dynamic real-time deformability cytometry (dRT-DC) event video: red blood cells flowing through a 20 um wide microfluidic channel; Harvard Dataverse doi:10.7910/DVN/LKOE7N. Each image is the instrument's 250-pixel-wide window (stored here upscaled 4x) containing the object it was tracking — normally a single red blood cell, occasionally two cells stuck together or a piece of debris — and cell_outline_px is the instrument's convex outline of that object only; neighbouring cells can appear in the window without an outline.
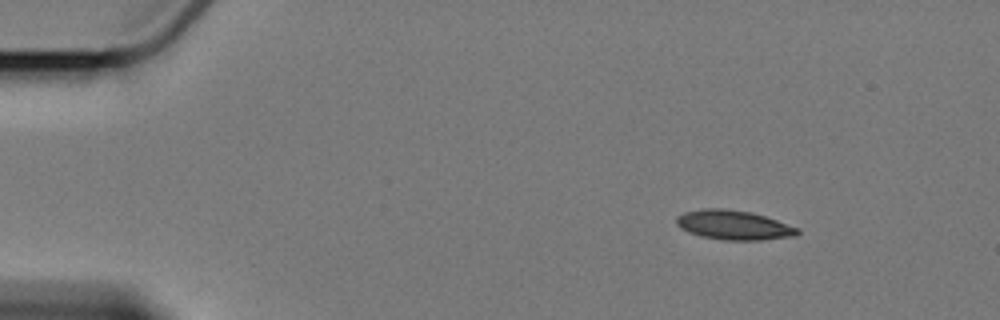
{"species": "Egyptian fruit bat (a non-hibernating species)", "species_latin": "Rousettus aegyptiacus", "temperature_condition": "cold", "stored_images_in_passage": 5, "camera_frame_rate_fps": 3000, "um_per_image_px": 0.085, "animal": {"sex": "female"}, "frame": {"image": 1, "passage_image": 1, "time_ms": 0.0, "image_size_px": [1000, 320], "cell_outline_px": [[800, 232], [796, 236], [760, 240], [724, 240], [700, 236], [688, 232], [680, 228], [676, 224], [676, 216], [684, 212], [704, 208], [720, 208], [748, 212], [764, 216], [800, 228]], "centroid_in_image_um": [62.34, 19.14], "position_along_channel_um": 22.7, "area_um2": 20.75}}
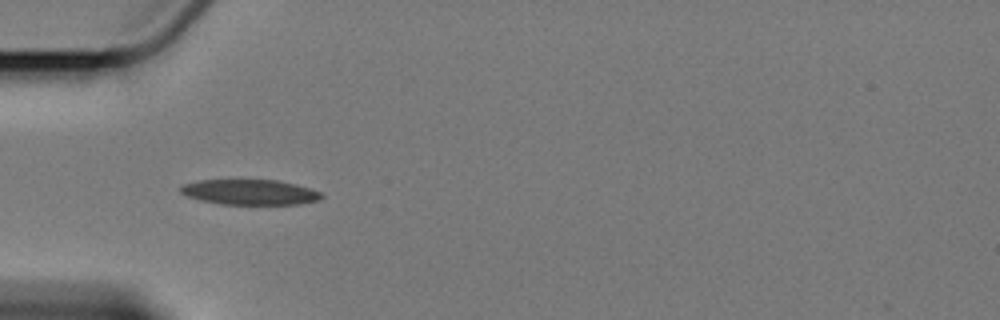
{"frame": {"image": 2, "passage_image": 4, "time_ms": 3.667, "image_size_px": [1000, 320], "cell_outline_px": [[324, 196], [320, 200], [300, 204], [220, 204], [188, 196], [180, 192], [180, 188], [184, 184], [200, 180], [276, 180], [308, 188], [320, 192]], "centroid_in_image_um": [21.26, 16.33], "position_along_channel_um": 63.7, "area_um2": 20.4}}
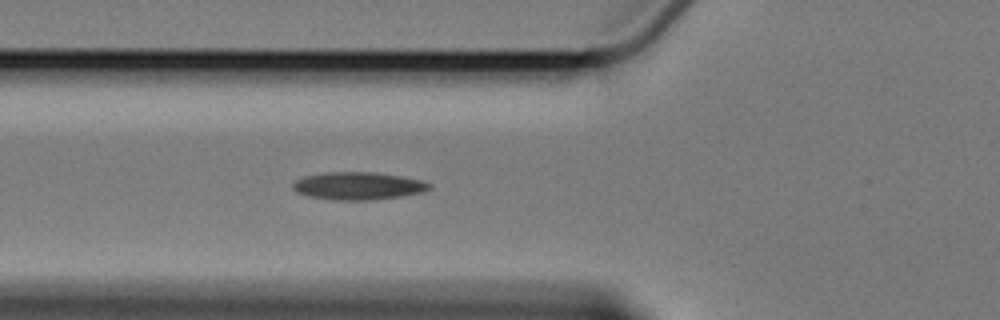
{"frame": {"image": 3, "passage_image": 5, "time_ms": 4.667, "image_size_px": [1000, 320], "cell_outline_px": [[432, 188], [424, 192], [400, 196], [372, 200], [332, 200], [308, 196], [296, 192], [292, 188], [292, 184], [296, 180], [304, 176], [324, 172], [372, 172], [400, 176], [424, 180], [432, 184]], "centroid_in_image_um": [30.45, 15.8], "position_along_channel_um": 95.3, "area_um2": 22.2}}